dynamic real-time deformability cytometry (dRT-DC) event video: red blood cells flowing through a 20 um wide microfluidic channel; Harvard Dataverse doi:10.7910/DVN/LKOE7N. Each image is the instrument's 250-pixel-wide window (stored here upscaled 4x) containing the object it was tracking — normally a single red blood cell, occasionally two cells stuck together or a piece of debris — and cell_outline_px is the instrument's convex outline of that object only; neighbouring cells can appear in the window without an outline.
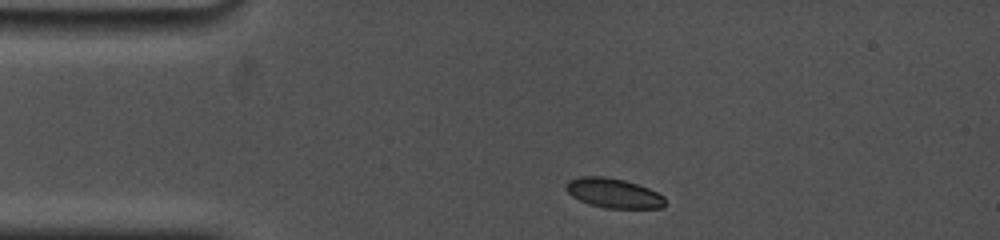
{"species": "common noctule bat (a hibernating species)", "species_latin": "Nyctalus noctula", "temperature_condition": "cold", "stored_images_in_passage": 8, "camera_frame_rate_fps": 5000, "um_per_image_px": 0.085, "animal": {"sex": "female", "body_mass_g": 19.0, "forearm_length_mm": 53.3}, "frame": {"image": 1, "passage_image": 1, "time_ms": 0.0, "image_size_px": [1000, 240], "cell_outline_px": [[664, 204], [660, 208], [604, 208], [588, 204], [572, 196], [564, 188], [564, 184], [568, 180], [580, 176], [604, 176], [624, 180], [648, 188], [664, 196]], "centroid_in_image_um": [52.09, 16.41], "position_along_channel_um": 32.9, "area_um2": 17.11}}
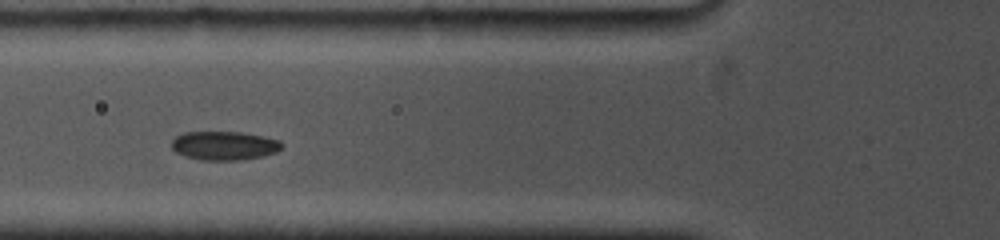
{"frame": {"image": 2, "passage_image": 6, "time_ms": 3.0, "image_size_px": [1000, 240], "cell_outline_px": [[284, 144], [276, 152], [264, 156], [240, 160], [204, 160], [184, 156], [176, 152], [172, 148], [172, 140], [176, 136], [184, 132], [240, 132], [264, 136], [280, 140]], "centroid_in_image_um": [19.08, 12.38], "position_along_channel_um": 106.7, "area_um2": 18.55}}
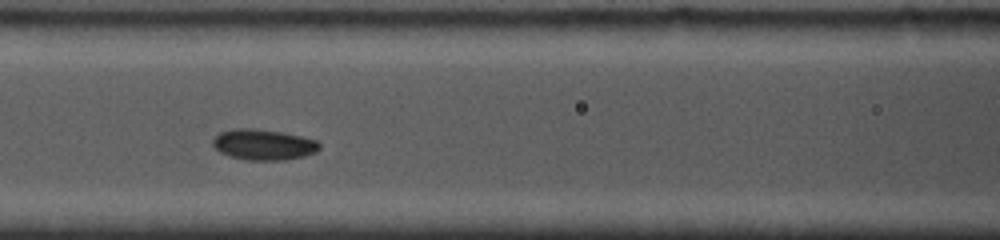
{"frame": {"image": 3, "passage_image": 7, "time_ms": 4.0, "image_size_px": [1000, 240], "cell_outline_px": [[320, 148], [316, 152], [304, 156], [284, 160], [248, 160], [232, 156], [220, 152], [212, 144], [212, 140], [220, 132], [232, 128], [256, 128], [284, 132], [316, 140], [320, 144]], "centroid_in_image_um": [22.4, 12.28], "position_along_channel_um": 144.2, "area_um2": 19.13}}